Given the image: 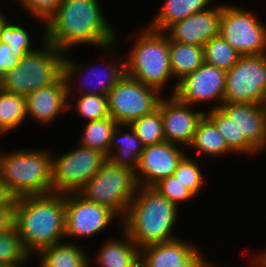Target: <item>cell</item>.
I'll list each match as a JSON object with an SVG mask.
<instances>
[{
	"mask_svg": "<svg viewBox=\"0 0 266 267\" xmlns=\"http://www.w3.org/2000/svg\"><path fill=\"white\" fill-rule=\"evenodd\" d=\"M99 3V0H62L44 23L45 42L67 54L71 47L82 44L114 52L118 35Z\"/></svg>",
	"mask_w": 266,
	"mask_h": 267,
	"instance_id": "6da1fadb",
	"label": "cell"
},
{
	"mask_svg": "<svg viewBox=\"0 0 266 267\" xmlns=\"http://www.w3.org/2000/svg\"><path fill=\"white\" fill-rule=\"evenodd\" d=\"M14 227L30 256L65 239V194L25 196L14 201Z\"/></svg>",
	"mask_w": 266,
	"mask_h": 267,
	"instance_id": "7a4b0ae2",
	"label": "cell"
},
{
	"mask_svg": "<svg viewBox=\"0 0 266 267\" xmlns=\"http://www.w3.org/2000/svg\"><path fill=\"white\" fill-rule=\"evenodd\" d=\"M178 208L152 187L138 186L120 229L139 248L177 239L171 233L178 219Z\"/></svg>",
	"mask_w": 266,
	"mask_h": 267,
	"instance_id": "3957f363",
	"label": "cell"
},
{
	"mask_svg": "<svg viewBox=\"0 0 266 267\" xmlns=\"http://www.w3.org/2000/svg\"><path fill=\"white\" fill-rule=\"evenodd\" d=\"M49 152L36 148L0 153V179L15 199L52 193Z\"/></svg>",
	"mask_w": 266,
	"mask_h": 267,
	"instance_id": "277c9868",
	"label": "cell"
},
{
	"mask_svg": "<svg viewBox=\"0 0 266 267\" xmlns=\"http://www.w3.org/2000/svg\"><path fill=\"white\" fill-rule=\"evenodd\" d=\"M128 55H124L125 74L157 89L161 94L173 78L169 59V38L164 31L145 26Z\"/></svg>",
	"mask_w": 266,
	"mask_h": 267,
	"instance_id": "5b68a950",
	"label": "cell"
},
{
	"mask_svg": "<svg viewBox=\"0 0 266 267\" xmlns=\"http://www.w3.org/2000/svg\"><path fill=\"white\" fill-rule=\"evenodd\" d=\"M44 48L15 60L0 78V88L26 96L42 87L52 85L63 75L65 53L45 42L44 29L40 38Z\"/></svg>",
	"mask_w": 266,
	"mask_h": 267,
	"instance_id": "8992f818",
	"label": "cell"
},
{
	"mask_svg": "<svg viewBox=\"0 0 266 267\" xmlns=\"http://www.w3.org/2000/svg\"><path fill=\"white\" fill-rule=\"evenodd\" d=\"M137 187L132 170L113 165L106 160L98 172L77 193L87 201L109 208L122 220L135 196Z\"/></svg>",
	"mask_w": 266,
	"mask_h": 267,
	"instance_id": "52a82bcc",
	"label": "cell"
},
{
	"mask_svg": "<svg viewBox=\"0 0 266 267\" xmlns=\"http://www.w3.org/2000/svg\"><path fill=\"white\" fill-rule=\"evenodd\" d=\"M66 54L63 59V75L52 85L42 87L25 96L26 115L37 123L48 124L55 121L60 114L67 112L70 98L74 96L72 92L76 89H73V84L76 82L74 79L81 78L83 71L88 68V65L84 67V64H79L77 59L74 60Z\"/></svg>",
	"mask_w": 266,
	"mask_h": 267,
	"instance_id": "ba28073f",
	"label": "cell"
},
{
	"mask_svg": "<svg viewBox=\"0 0 266 267\" xmlns=\"http://www.w3.org/2000/svg\"><path fill=\"white\" fill-rule=\"evenodd\" d=\"M107 156L78 144L74 150L51 157L52 193H77L101 168Z\"/></svg>",
	"mask_w": 266,
	"mask_h": 267,
	"instance_id": "9c48e42d",
	"label": "cell"
},
{
	"mask_svg": "<svg viewBox=\"0 0 266 267\" xmlns=\"http://www.w3.org/2000/svg\"><path fill=\"white\" fill-rule=\"evenodd\" d=\"M253 11L222 4L219 34L240 55L266 54V24Z\"/></svg>",
	"mask_w": 266,
	"mask_h": 267,
	"instance_id": "30bf717a",
	"label": "cell"
},
{
	"mask_svg": "<svg viewBox=\"0 0 266 267\" xmlns=\"http://www.w3.org/2000/svg\"><path fill=\"white\" fill-rule=\"evenodd\" d=\"M224 102L266 105V54L240 55L226 72Z\"/></svg>",
	"mask_w": 266,
	"mask_h": 267,
	"instance_id": "8fae6325",
	"label": "cell"
},
{
	"mask_svg": "<svg viewBox=\"0 0 266 267\" xmlns=\"http://www.w3.org/2000/svg\"><path fill=\"white\" fill-rule=\"evenodd\" d=\"M109 115L118 124H131L157 109L161 93L128 75L115 84L108 93Z\"/></svg>",
	"mask_w": 266,
	"mask_h": 267,
	"instance_id": "7c38bea8",
	"label": "cell"
},
{
	"mask_svg": "<svg viewBox=\"0 0 266 267\" xmlns=\"http://www.w3.org/2000/svg\"><path fill=\"white\" fill-rule=\"evenodd\" d=\"M116 217L121 226V220L109 208L87 201L78 193L65 194V239L94 236Z\"/></svg>",
	"mask_w": 266,
	"mask_h": 267,
	"instance_id": "4fadbf2b",
	"label": "cell"
},
{
	"mask_svg": "<svg viewBox=\"0 0 266 267\" xmlns=\"http://www.w3.org/2000/svg\"><path fill=\"white\" fill-rule=\"evenodd\" d=\"M226 71L204 62L177 82L174 96L191 106L216 101L209 110L224 103ZM218 101V102H217Z\"/></svg>",
	"mask_w": 266,
	"mask_h": 267,
	"instance_id": "5bb4252c",
	"label": "cell"
},
{
	"mask_svg": "<svg viewBox=\"0 0 266 267\" xmlns=\"http://www.w3.org/2000/svg\"><path fill=\"white\" fill-rule=\"evenodd\" d=\"M157 108L161 111L165 141L189 146L206 111H195L194 106L179 101L174 95L162 96Z\"/></svg>",
	"mask_w": 266,
	"mask_h": 267,
	"instance_id": "9a60e30c",
	"label": "cell"
},
{
	"mask_svg": "<svg viewBox=\"0 0 266 267\" xmlns=\"http://www.w3.org/2000/svg\"><path fill=\"white\" fill-rule=\"evenodd\" d=\"M179 146L164 141L144 147L134 172L137 185L152 187L160 179L173 175L179 161L186 154Z\"/></svg>",
	"mask_w": 266,
	"mask_h": 267,
	"instance_id": "2e32d148",
	"label": "cell"
},
{
	"mask_svg": "<svg viewBox=\"0 0 266 267\" xmlns=\"http://www.w3.org/2000/svg\"><path fill=\"white\" fill-rule=\"evenodd\" d=\"M197 245L178 238L140 248V267H198L205 259Z\"/></svg>",
	"mask_w": 266,
	"mask_h": 267,
	"instance_id": "e0dca14e",
	"label": "cell"
},
{
	"mask_svg": "<svg viewBox=\"0 0 266 267\" xmlns=\"http://www.w3.org/2000/svg\"><path fill=\"white\" fill-rule=\"evenodd\" d=\"M222 4L209 7L174 22L165 32L171 41L203 47L213 37L219 35Z\"/></svg>",
	"mask_w": 266,
	"mask_h": 267,
	"instance_id": "ac0fdd59",
	"label": "cell"
},
{
	"mask_svg": "<svg viewBox=\"0 0 266 267\" xmlns=\"http://www.w3.org/2000/svg\"><path fill=\"white\" fill-rule=\"evenodd\" d=\"M220 109L234 122L237 139H247L262 154L266 148V105L224 102Z\"/></svg>",
	"mask_w": 266,
	"mask_h": 267,
	"instance_id": "d6986e66",
	"label": "cell"
},
{
	"mask_svg": "<svg viewBox=\"0 0 266 267\" xmlns=\"http://www.w3.org/2000/svg\"><path fill=\"white\" fill-rule=\"evenodd\" d=\"M122 128L124 129L122 130ZM125 129L128 132L123 133ZM143 149L144 146L141 140L137 137L130 124H118L111 135L107 160L113 165L126 167L135 172Z\"/></svg>",
	"mask_w": 266,
	"mask_h": 267,
	"instance_id": "ffe728a7",
	"label": "cell"
},
{
	"mask_svg": "<svg viewBox=\"0 0 266 267\" xmlns=\"http://www.w3.org/2000/svg\"><path fill=\"white\" fill-rule=\"evenodd\" d=\"M121 231V240L111 237L101 243L99 251L92 259L99 267H140V248L123 230Z\"/></svg>",
	"mask_w": 266,
	"mask_h": 267,
	"instance_id": "44dd1931",
	"label": "cell"
},
{
	"mask_svg": "<svg viewBox=\"0 0 266 267\" xmlns=\"http://www.w3.org/2000/svg\"><path fill=\"white\" fill-rule=\"evenodd\" d=\"M36 255L39 256L40 267H92V261L84 248L72 242V239L71 243L64 240L42 248Z\"/></svg>",
	"mask_w": 266,
	"mask_h": 267,
	"instance_id": "7402d4cb",
	"label": "cell"
},
{
	"mask_svg": "<svg viewBox=\"0 0 266 267\" xmlns=\"http://www.w3.org/2000/svg\"><path fill=\"white\" fill-rule=\"evenodd\" d=\"M169 59L173 79H177L170 94L174 95L177 82L204 63V48L169 39Z\"/></svg>",
	"mask_w": 266,
	"mask_h": 267,
	"instance_id": "603a6c76",
	"label": "cell"
},
{
	"mask_svg": "<svg viewBox=\"0 0 266 267\" xmlns=\"http://www.w3.org/2000/svg\"><path fill=\"white\" fill-rule=\"evenodd\" d=\"M213 0H164L160 10L147 26L155 31H164L174 22L194 13L208 9Z\"/></svg>",
	"mask_w": 266,
	"mask_h": 267,
	"instance_id": "cb8c5ba5",
	"label": "cell"
},
{
	"mask_svg": "<svg viewBox=\"0 0 266 267\" xmlns=\"http://www.w3.org/2000/svg\"><path fill=\"white\" fill-rule=\"evenodd\" d=\"M120 59L118 62H106L105 67L102 70L97 71V67L93 68L92 66L88 69V76L83 75L79 80L80 86L76 89L77 91H81L79 94H98L107 96L110 90L115 86V84L124 76L125 74V66H124V56H118ZM94 69V70H93ZM90 72V75H89ZM99 72V73H98ZM85 76V77H84ZM95 77V78H94ZM95 81H94V79ZM91 79V80H90ZM93 79V80H92ZM94 83V84H93ZM81 88V89H80ZM84 89V90H83Z\"/></svg>",
	"mask_w": 266,
	"mask_h": 267,
	"instance_id": "d4e9b609",
	"label": "cell"
},
{
	"mask_svg": "<svg viewBox=\"0 0 266 267\" xmlns=\"http://www.w3.org/2000/svg\"><path fill=\"white\" fill-rule=\"evenodd\" d=\"M189 147L195 149L198 156L203 154L215 158L234 154L215 124L206 115L199 121Z\"/></svg>",
	"mask_w": 266,
	"mask_h": 267,
	"instance_id": "484cf974",
	"label": "cell"
},
{
	"mask_svg": "<svg viewBox=\"0 0 266 267\" xmlns=\"http://www.w3.org/2000/svg\"><path fill=\"white\" fill-rule=\"evenodd\" d=\"M26 118L25 96L0 88V135L21 127Z\"/></svg>",
	"mask_w": 266,
	"mask_h": 267,
	"instance_id": "4316f807",
	"label": "cell"
},
{
	"mask_svg": "<svg viewBox=\"0 0 266 267\" xmlns=\"http://www.w3.org/2000/svg\"><path fill=\"white\" fill-rule=\"evenodd\" d=\"M205 115L215 124L234 154L254 156L260 153L247 139H237V128L234 122L220 108L208 110Z\"/></svg>",
	"mask_w": 266,
	"mask_h": 267,
	"instance_id": "83f0119b",
	"label": "cell"
},
{
	"mask_svg": "<svg viewBox=\"0 0 266 267\" xmlns=\"http://www.w3.org/2000/svg\"><path fill=\"white\" fill-rule=\"evenodd\" d=\"M117 125L112 117L86 122L83 125L79 145L99 150L108 156L111 135Z\"/></svg>",
	"mask_w": 266,
	"mask_h": 267,
	"instance_id": "f1b7e54d",
	"label": "cell"
},
{
	"mask_svg": "<svg viewBox=\"0 0 266 267\" xmlns=\"http://www.w3.org/2000/svg\"><path fill=\"white\" fill-rule=\"evenodd\" d=\"M30 30H26L18 22L13 23L8 18L0 26V42L7 43L12 51L14 60H19L27 54L35 52L37 49L31 45Z\"/></svg>",
	"mask_w": 266,
	"mask_h": 267,
	"instance_id": "f546056e",
	"label": "cell"
},
{
	"mask_svg": "<svg viewBox=\"0 0 266 267\" xmlns=\"http://www.w3.org/2000/svg\"><path fill=\"white\" fill-rule=\"evenodd\" d=\"M203 48L204 62L226 72L237 63L240 57V54L220 34L206 42Z\"/></svg>",
	"mask_w": 266,
	"mask_h": 267,
	"instance_id": "4dcf8cb0",
	"label": "cell"
},
{
	"mask_svg": "<svg viewBox=\"0 0 266 267\" xmlns=\"http://www.w3.org/2000/svg\"><path fill=\"white\" fill-rule=\"evenodd\" d=\"M33 257L23 247L14 225L0 233V265H25Z\"/></svg>",
	"mask_w": 266,
	"mask_h": 267,
	"instance_id": "1f68e13d",
	"label": "cell"
},
{
	"mask_svg": "<svg viewBox=\"0 0 266 267\" xmlns=\"http://www.w3.org/2000/svg\"><path fill=\"white\" fill-rule=\"evenodd\" d=\"M130 126L144 147L165 141L161 111L158 108L133 121Z\"/></svg>",
	"mask_w": 266,
	"mask_h": 267,
	"instance_id": "d6a6232c",
	"label": "cell"
},
{
	"mask_svg": "<svg viewBox=\"0 0 266 267\" xmlns=\"http://www.w3.org/2000/svg\"><path fill=\"white\" fill-rule=\"evenodd\" d=\"M80 95V96H79ZM76 103H68V111L73 107L79 117L87 122L110 117L108 96L98 94H79Z\"/></svg>",
	"mask_w": 266,
	"mask_h": 267,
	"instance_id": "836d02e7",
	"label": "cell"
},
{
	"mask_svg": "<svg viewBox=\"0 0 266 267\" xmlns=\"http://www.w3.org/2000/svg\"><path fill=\"white\" fill-rule=\"evenodd\" d=\"M193 157L185 154L179 161L177 168L173 175L179 179V181L186 186L195 196L199 194L204 184V176L200 165L197 163L198 159L195 160Z\"/></svg>",
	"mask_w": 266,
	"mask_h": 267,
	"instance_id": "e575fe53",
	"label": "cell"
},
{
	"mask_svg": "<svg viewBox=\"0 0 266 267\" xmlns=\"http://www.w3.org/2000/svg\"><path fill=\"white\" fill-rule=\"evenodd\" d=\"M152 188L178 207L181 205L180 202L189 201V199L196 197L174 175L160 179Z\"/></svg>",
	"mask_w": 266,
	"mask_h": 267,
	"instance_id": "d590c367",
	"label": "cell"
},
{
	"mask_svg": "<svg viewBox=\"0 0 266 267\" xmlns=\"http://www.w3.org/2000/svg\"><path fill=\"white\" fill-rule=\"evenodd\" d=\"M24 11L44 23L57 10L62 0H18Z\"/></svg>",
	"mask_w": 266,
	"mask_h": 267,
	"instance_id": "8d00e7d4",
	"label": "cell"
},
{
	"mask_svg": "<svg viewBox=\"0 0 266 267\" xmlns=\"http://www.w3.org/2000/svg\"><path fill=\"white\" fill-rule=\"evenodd\" d=\"M14 61L10 46L0 42V78L13 66Z\"/></svg>",
	"mask_w": 266,
	"mask_h": 267,
	"instance_id": "74e56055",
	"label": "cell"
},
{
	"mask_svg": "<svg viewBox=\"0 0 266 267\" xmlns=\"http://www.w3.org/2000/svg\"><path fill=\"white\" fill-rule=\"evenodd\" d=\"M255 267H266V252L263 254L258 253L255 256Z\"/></svg>",
	"mask_w": 266,
	"mask_h": 267,
	"instance_id": "f35d334b",
	"label": "cell"
},
{
	"mask_svg": "<svg viewBox=\"0 0 266 267\" xmlns=\"http://www.w3.org/2000/svg\"><path fill=\"white\" fill-rule=\"evenodd\" d=\"M253 261V264L250 265V267H255V256H254V260ZM215 264L210 261H208L206 258L200 263V265L198 267H217V266H214Z\"/></svg>",
	"mask_w": 266,
	"mask_h": 267,
	"instance_id": "ab89813d",
	"label": "cell"
},
{
	"mask_svg": "<svg viewBox=\"0 0 266 267\" xmlns=\"http://www.w3.org/2000/svg\"><path fill=\"white\" fill-rule=\"evenodd\" d=\"M5 14L1 13V10H0V26L2 25V23L7 19L6 16H4Z\"/></svg>",
	"mask_w": 266,
	"mask_h": 267,
	"instance_id": "60d3db41",
	"label": "cell"
},
{
	"mask_svg": "<svg viewBox=\"0 0 266 267\" xmlns=\"http://www.w3.org/2000/svg\"><path fill=\"white\" fill-rule=\"evenodd\" d=\"M0 267H24V265H15V266H10V265H0Z\"/></svg>",
	"mask_w": 266,
	"mask_h": 267,
	"instance_id": "b9f144b4",
	"label": "cell"
}]
</instances>
